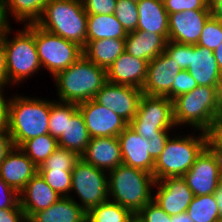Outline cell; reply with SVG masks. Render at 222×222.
<instances>
[{"label": "cell", "mask_w": 222, "mask_h": 222, "mask_svg": "<svg viewBox=\"0 0 222 222\" xmlns=\"http://www.w3.org/2000/svg\"><path fill=\"white\" fill-rule=\"evenodd\" d=\"M87 14H113L117 0H82Z\"/></svg>", "instance_id": "obj_42"}, {"label": "cell", "mask_w": 222, "mask_h": 222, "mask_svg": "<svg viewBox=\"0 0 222 222\" xmlns=\"http://www.w3.org/2000/svg\"><path fill=\"white\" fill-rule=\"evenodd\" d=\"M58 147L57 139L44 134L28 139L19 148L39 167Z\"/></svg>", "instance_id": "obj_30"}, {"label": "cell", "mask_w": 222, "mask_h": 222, "mask_svg": "<svg viewBox=\"0 0 222 222\" xmlns=\"http://www.w3.org/2000/svg\"><path fill=\"white\" fill-rule=\"evenodd\" d=\"M164 52L171 59H173V61H175L182 70L188 69L190 53H192L191 44H181L174 41H167Z\"/></svg>", "instance_id": "obj_38"}, {"label": "cell", "mask_w": 222, "mask_h": 222, "mask_svg": "<svg viewBox=\"0 0 222 222\" xmlns=\"http://www.w3.org/2000/svg\"><path fill=\"white\" fill-rule=\"evenodd\" d=\"M21 208L19 194L0 177V209Z\"/></svg>", "instance_id": "obj_43"}, {"label": "cell", "mask_w": 222, "mask_h": 222, "mask_svg": "<svg viewBox=\"0 0 222 222\" xmlns=\"http://www.w3.org/2000/svg\"><path fill=\"white\" fill-rule=\"evenodd\" d=\"M53 78L60 102L78 105L95 97L107 82V70L82 55Z\"/></svg>", "instance_id": "obj_2"}, {"label": "cell", "mask_w": 222, "mask_h": 222, "mask_svg": "<svg viewBox=\"0 0 222 222\" xmlns=\"http://www.w3.org/2000/svg\"><path fill=\"white\" fill-rule=\"evenodd\" d=\"M108 172L86 163L81 157L72 169L71 192L75 191L88 212L93 207L109 200ZM73 190V191H72Z\"/></svg>", "instance_id": "obj_10"}, {"label": "cell", "mask_w": 222, "mask_h": 222, "mask_svg": "<svg viewBox=\"0 0 222 222\" xmlns=\"http://www.w3.org/2000/svg\"><path fill=\"white\" fill-rule=\"evenodd\" d=\"M7 85V56L4 43V30L0 37V88ZM4 86V87H3Z\"/></svg>", "instance_id": "obj_45"}, {"label": "cell", "mask_w": 222, "mask_h": 222, "mask_svg": "<svg viewBox=\"0 0 222 222\" xmlns=\"http://www.w3.org/2000/svg\"><path fill=\"white\" fill-rule=\"evenodd\" d=\"M186 214L193 222H217L219 209L214 194L194 196Z\"/></svg>", "instance_id": "obj_31"}, {"label": "cell", "mask_w": 222, "mask_h": 222, "mask_svg": "<svg viewBox=\"0 0 222 222\" xmlns=\"http://www.w3.org/2000/svg\"><path fill=\"white\" fill-rule=\"evenodd\" d=\"M127 222H146L141 215L136 212V213H132L129 217Z\"/></svg>", "instance_id": "obj_55"}, {"label": "cell", "mask_w": 222, "mask_h": 222, "mask_svg": "<svg viewBox=\"0 0 222 222\" xmlns=\"http://www.w3.org/2000/svg\"><path fill=\"white\" fill-rule=\"evenodd\" d=\"M194 196L213 194L220 183V171L212 153L205 147L183 175Z\"/></svg>", "instance_id": "obj_14"}, {"label": "cell", "mask_w": 222, "mask_h": 222, "mask_svg": "<svg viewBox=\"0 0 222 222\" xmlns=\"http://www.w3.org/2000/svg\"><path fill=\"white\" fill-rule=\"evenodd\" d=\"M199 134L198 137H169L163 152L155 161L153 176L156 181L169 177H183L206 147L208 133L202 131Z\"/></svg>", "instance_id": "obj_6"}, {"label": "cell", "mask_w": 222, "mask_h": 222, "mask_svg": "<svg viewBox=\"0 0 222 222\" xmlns=\"http://www.w3.org/2000/svg\"><path fill=\"white\" fill-rule=\"evenodd\" d=\"M208 138L222 150V115L220 114L208 132Z\"/></svg>", "instance_id": "obj_46"}, {"label": "cell", "mask_w": 222, "mask_h": 222, "mask_svg": "<svg viewBox=\"0 0 222 222\" xmlns=\"http://www.w3.org/2000/svg\"><path fill=\"white\" fill-rule=\"evenodd\" d=\"M139 20L137 30L169 36V14L160 0H137Z\"/></svg>", "instance_id": "obj_23"}, {"label": "cell", "mask_w": 222, "mask_h": 222, "mask_svg": "<svg viewBox=\"0 0 222 222\" xmlns=\"http://www.w3.org/2000/svg\"><path fill=\"white\" fill-rule=\"evenodd\" d=\"M114 15L127 33L137 30L139 20L137 0H117Z\"/></svg>", "instance_id": "obj_36"}, {"label": "cell", "mask_w": 222, "mask_h": 222, "mask_svg": "<svg viewBox=\"0 0 222 222\" xmlns=\"http://www.w3.org/2000/svg\"><path fill=\"white\" fill-rule=\"evenodd\" d=\"M138 213L146 222H172V216L168 215L154 201L148 203Z\"/></svg>", "instance_id": "obj_41"}, {"label": "cell", "mask_w": 222, "mask_h": 222, "mask_svg": "<svg viewBox=\"0 0 222 222\" xmlns=\"http://www.w3.org/2000/svg\"><path fill=\"white\" fill-rule=\"evenodd\" d=\"M172 222H193L192 219L186 214H180L172 217Z\"/></svg>", "instance_id": "obj_54"}, {"label": "cell", "mask_w": 222, "mask_h": 222, "mask_svg": "<svg viewBox=\"0 0 222 222\" xmlns=\"http://www.w3.org/2000/svg\"><path fill=\"white\" fill-rule=\"evenodd\" d=\"M182 69L165 52L149 61L143 94L172 100V84Z\"/></svg>", "instance_id": "obj_15"}, {"label": "cell", "mask_w": 222, "mask_h": 222, "mask_svg": "<svg viewBox=\"0 0 222 222\" xmlns=\"http://www.w3.org/2000/svg\"><path fill=\"white\" fill-rule=\"evenodd\" d=\"M107 174L110 201L128 208L132 213L139 212L153 201L151 189L156 183L153 174L123 163Z\"/></svg>", "instance_id": "obj_4"}, {"label": "cell", "mask_w": 222, "mask_h": 222, "mask_svg": "<svg viewBox=\"0 0 222 222\" xmlns=\"http://www.w3.org/2000/svg\"><path fill=\"white\" fill-rule=\"evenodd\" d=\"M73 198L61 197L47 209L34 213L27 222H87V212Z\"/></svg>", "instance_id": "obj_24"}, {"label": "cell", "mask_w": 222, "mask_h": 222, "mask_svg": "<svg viewBox=\"0 0 222 222\" xmlns=\"http://www.w3.org/2000/svg\"><path fill=\"white\" fill-rule=\"evenodd\" d=\"M125 51V39H102L86 41L83 55L97 66L108 70L113 62Z\"/></svg>", "instance_id": "obj_27"}, {"label": "cell", "mask_w": 222, "mask_h": 222, "mask_svg": "<svg viewBox=\"0 0 222 222\" xmlns=\"http://www.w3.org/2000/svg\"><path fill=\"white\" fill-rule=\"evenodd\" d=\"M142 94L140 88L107 81L93 99L98 104L112 110L129 124L137 113Z\"/></svg>", "instance_id": "obj_11"}, {"label": "cell", "mask_w": 222, "mask_h": 222, "mask_svg": "<svg viewBox=\"0 0 222 222\" xmlns=\"http://www.w3.org/2000/svg\"><path fill=\"white\" fill-rule=\"evenodd\" d=\"M80 156L72 151L58 147L44 162L38 170H63L72 171Z\"/></svg>", "instance_id": "obj_34"}, {"label": "cell", "mask_w": 222, "mask_h": 222, "mask_svg": "<svg viewBox=\"0 0 222 222\" xmlns=\"http://www.w3.org/2000/svg\"><path fill=\"white\" fill-rule=\"evenodd\" d=\"M36 173L38 167L19 147L13 146L0 163L1 179L18 194Z\"/></svg>", "instance_id": "obj_18"}, {"label": "cell", "mask_w": 222, "mask_h": 222, "mask_svg": "<svg viewBox=\"0 0 222 222\" xmlns=\"http://www.w3.org/2000/svg\"><path fill=\"white\" fill-rule=\"evenodd\" d=\"M49 0H0V8L7 25L8 14L18 22L36 23L42 16Z\"/></svg>", "instance_id": "obj_29"}, {"label": "cell", "mask_w": 222, "mask_h": 222, "mask_svg": "<svg viewBox=\"0 0 222 222\" xmlns=\"http://www.w3.org/2000/svg\"><path fill=\"white\" fill-rule=\"evenodd\" d=\"M213 53L222 74V43L213 51Z\"/></svg>", "instance_id": "obj_53"}, {"label": "cell", "mask_w": 222, "mask_h": 222, "mask_svg": "<svg viewBox=\"0 0 222 222\" xmlns=\"http://www.w3.org/2000/svg\"><path fill=\"white\" fill-rule=\"evenodd\" d=\"M219 186L222 187V171L220 172V183Z\"/></svg>", "instance_id": "obj_57"}, {"label": "cell", "mask_w": 222, "mask_h": 222, "mask_svg": "<svg viewBox=\"0 0 222 222\" xmlns=\"http://www.w3.org/2000/svg\"><path fill=\"white\" fill-rule=\"evenodd\" d=\"M198 86L195 79L187 70H181L172 84V101L183 94H186Z\"/></svg>", "instance_id": "obj_40"}, {"label": "cell", "mask_w": 222, "mask_h": 222, "mask_svg": "<svg viewBox=\"0 0 222 222\" xmlns=\"http://www.w3.org/2000/svg\"><path fill=\"white\" fill-rule=\"evenodd\" d=\"M148 63L124 51L107 70V81L142 89L147 77Z\"/></svg>", "instance_id": "obj_19"}, {"label": "cell", "mask_w": 222, "mask_h": 222, "mask_svg": "<svg viewBox=\"0 0 222 222\" xmlns=\"http://www.w3.org/2000/svg\"><path fill=\"white\" fill-rule=\"evenodd\" d=\"M61 196L36 173L19 193V203L28 220L37 211L47 209Z\"/></svg>", "instance_id": "obj_22"}, {"label": "cell", "mask_w": 222, "mask_h": 222, "mask_svg": "<svg viewBox=\"0 0 222 222\" xmlns=\"http://www.w3.org/2000/svg\"><path fill=\"white\" fill-rule=\"evenodd\" d=\"M87 16L82 0H49L36 24L84 48L87 41Z\"/></svg>", "instance_id": "obj_5"}, {"label": "cell", "mask_w": 222, "mask_h": 222, "mask_svg": "<svg viewBox=\"0 0 222 222\" xmlns=\"http://www.w3.org/2000/svg\"><path fill=\"white\" fill-rule=\"evenodd\" d=\"M13 143L7 127H0V163L12 149Z\"/></svg>", "instance_id": "obj_47"}, {"label": "cell", "mask_w": 222, "mask_h": 222, "mask_svg": "<svg viewBox=\"0 0 222 222\" xmlns=\"http://www.w3.org/2000/svg\"><path fill=\"white\" fill-rule=\"evenodd\" d=\"M84 118L78 105L66 116L65 132L60 136L58 146L72 150L81 156L90 141Z\"/></svg>", "instance_id": "obj_26"}, {"label": "cell", "mask_w": 222, "mask_h": 222, "mask_svg": "<svg viewBox=\"0 0 222 222\" xmlns=\"http://www.w3.org/2000/svg\"><path fill=\"white\" fill-rule=\"evenodd\" d=\"M155 186L158 189L153 196V201L161 209L172 217L186 213L194 194L183 177L161 179L156 181Z\"/></svg>", "instance_id": "obj_13"}, {"label": "cell", "mask_w": 222, "mask_h": 222, "mask_svg": "<svg viewBox=\"0 0 222 222\" xmlns=\"http://www.w3.org/2000/svg\"><path fill=\"white\" fill-rule=\"evenodd\" d=\"M132 212L110 200L87 212V222H127Z\"/></svg>", "instance_id": "obj_32"}, {"label": "cell", "mask_w": 222, "mask_h": 222, "mask_svg": "<svg viewBox=\"0 0 222 222\" xmlns=\"http://www.w3.org/2000/svg\"><path fill=\"white\" fill-rule=\"evenodd\" d=\"M7 26L4 17H3V13L1 12V8H0V37L2 36L3 30L5 29V27Z\"/></svg>", "instance_id": "obj_56"}, {"label": "cell", "mask_w": 222, "mask_h": 222, "mask_svg": "<svg viewBox=\"0 0 222 222\" xmlns=\"http://www.w3.org/2000/svg\"><path fill=\"white\" fill-rule=\"evenodd\" d=\"M164 6L168 14L186 10H211L207 0H165Z\"/></svg>", "instance_id": "obj_39"}, {"label": "cell", "mask_w": 222, "mask_h": 222, "mask_svg": "<svg viewBox=\"0 0 222 222\" xmlns=\"http://www.w3.org/2000/svg\"><path fill=\"white\" fill-rule=\"evenodd\" d=\"M212 16L222 20V0H212L210 2Z\"/></svg>", "instance_id": "obj_51"}, {"label": "cell", "mask_w": 222, "mask_h": 222, "mask_svg": "<svg viewBox=\"0 0 222 222\" xmlns=\"http://www.w3.org/2000/svg\"><path fill=\"white\" fill-rule=\"evenodd\" d=\"M127 32L113 14H88L87 41L125 39Z\"/></svg>", "instance_id": "obj_28"}, {"label": "cell", "mask_w": 222, "mask_h": 222, "mask_svg": "<svg viewBox=\"0 0 222 222\" xmlns=\"http://www.w3.org/2000/svg\"><path fill=\"white\" fill-rule=\"evenodd\" d=\"M222 43V20L210 16L203 26L197 45L215 50Z\"/></svg>", "instance_id": "obj_37"}, {"label": "cell", "mask_w": 222, "mask_h": 222, "mask_svg": "<svg viewBox=\"0 0 222 222\" xmlns=\"http://www.w3.org/2000/svg\"><path fill=\"white\" fill-rule=\"evenodd\" d=\"M211 10H186L169 14L168 41L196 45Z\"/></svg>", "instance_id": "obj_16"}, {"label": "cell", "mask_w": 222, "mask_h": 222, "mask_svg": "<svg viewBox=\"0 0 222 222\" xmlns=\"http://www.w3.org/2000/svg\"><path fill=\"white\" fill-rule=\"evenodd\" d=\"M77 106V104L51 101V110L49 117V134L59 139L60 136L65 132L66 116Z\"/></svg>", "instance_id": "obj_33"}, {"label": "cell", "mask_w": 222, "mask_h": 222, "mask_svg": "<svg viewBox=\"0 0 222 222\" xmlns=\"http://www.w3.org/2000/svg\"><path fill=\"white\" fill-rule=\"evenodd\" d=\"M80 157L86 163L108 172L123 163L117 137L90 138L85 152Z\"/></svg>", "instance_id": "obj_20"}, {"label": "cell", "mask_w": 222, "mask_h": 222, "mask_svg": "<svg viewBox=\"0 0 222 222\" xmlns=\"http://www.w3.org/2000/svg\"><path fill=\"white\" fill-rule=\"evenodd\" d=\"M187 71L198 86H214L222 90V74L219 70L213 50L192 45Z\"/></svg>", "instance_id": "obj_21"}, {"label": "cell", "mask_w": 222, "mask_h": 222, "mask_svg": "<svg viewBox=\"0 0 222 222\" xmlns=\"http://www.w3.org/2000/svg\"><path fill=\"white\" fill-rule=\"evenodd\" d=\"M123 164L153 174L155 160L151 157L149 140L140 136L129 125L117 136Z\"/></svg>", "instance_id": "obj_17"}, {"label": "cell", "mask_w": 222, "mask_h": 222, "mask_svg": "<svg viewBox=\"0 0 222 222\" xmlns=\"http://www.w3.org/2000/svg\"><path fill=\"white\" fill-rule=\"evenodd\" d=\"M169 137H153L149 140L151 147V157L156 161L168 141Z\"/></svg>", "instance_id": "obj_48"}, {"label": "cell", "mask_w": 222, "mask_h": 222, "mask_svg": "<svg viewBox=\"0 0 222 222\" xmlns=\"http://www.w3.org/2000/svg\"><path fill=\"white\" fill-rule=\"evenodd\" d=\"M34 41L41 66L50 71L53 77L83 55L81 46L44 30L36 23H34Z\"/></svg>", "instance_id": "obj_9"}, {"label": "cell", "mask_w": 222, "mask_h": 222, "mask_svg": "<svg viewBox=\"0 0 222 222\" xmlns=\"http://www.w3.org/2000/svg\"><path fill=\"white\" fill-rule=\"evenodd\" d=\"M3 88H0V127H7V104L5 100Z\"/></svg>", "instance_id": "obj_50"}, {"label": "cell", "mask_w": 222, "mask_h": 222, "mask_svg": "<svg viewBox=\"0 0 222 222\" xmlns=\"http://www.w3.org/2000/svg\"><path fill=\"white\" fill-rule=\"evenodd\" d=\"M0 222H27L22 208L0 209Z\"/></svg>", "instance_id": "obj_44"}, {"label": "cell", "mask_w": 222, "mask_h": 222, "mask_svg": "<svg viewBox=\"0 0 222 222\" xmlns=\"http://www.w3.org/2000/svg\"><path fill=\"white\" fill-rule=\"evenodd\" d=\"M221 91L214 86H197L192 91L173 100V118L178 125L208 133L220 115Z\"/></svg>", "instance_id": "obj_3"}, {"label": "cell", "mask_w": 222, "mask_h": 222, "mask_svg": "<svg viewBox=\"0 0 222 222\" xmlns=\"http://www.w3.org/2000/svg\"><path fill=\"white\" fill-rule=\"evenodd\" d=\"M206 148L212 153L215 158L216 165L218 166L219 171H222V150L219 149L209 138L206 142Z\"/></svg>", "instance_id": "obj_49"}, {"label": "cell", "mask_w": 222, "mask_h": 222, "mask_svg": "<svg viewBox=\"0 0 222 222\" xmlns=\"http://www.w3.org/2000/svg\"><path fill=\"white\" fill-rule=\"evenodd\" d=\"M45 182L61 197H71L72 171L38 170Z\"/></svg>", "instance_id": "obj_35"}, {"label": "cell", "mask_w": 222, "mask_h": 222, "mask_svg": "<svg viewBox=\"0 0 222 222\" xmlns=\"http://www.w3.org/2000/svg\"><path fill=\"white\" fill-rule=\"evenodd\" d=\"M220 114L222 115V90H221V110H220Z\"/></svg>", "instance_id": "obj_58"}, {"label": "cell", "mask_w": 222, "mask_h": 222, "mask_svg": "<svg viewBox=\"0 0 222 222\" xmlns=\"http://www.w3.org/2000/svg\"><path fill=\"white\" fill-rule=\"evenodd\" d=\"M129 126L143 138L170 137L169 129L176 127L173 101L166 96L142 94L137 113Z\"/></svg>", "instance_id": "obj_8"}, {"label": "cell", "mask_w": 222, "mask_h": 222, "mask_svg": "<svg viewBox=\"0 0 222 222\" xmlns=\"http://www.w3.org/2000/svg\"><path fill=\"white\" fill-rule=\"evenodd\" d=\"M51 100L14 95L8 99L7 128L14 147L28 139L49 134Z\"/></svg>", "instance_id": "obj_1"}, {"label": "cell", "mask_w": 222, "mask_h": 222, "mask_svg": "<svg viewBox=\"0 0 222 222\" xmlns=\"http://www.w3.org/2000/svg\"><path fill=\"white\" fill-rule=\"evenodd\" d=\"M213 194L218 204L219 220H222V187L219 186Z\"/></svg>", "instance_id": "obj_52"}, {"label": "cell", "mask_w": 222, "mask_h": 222, "mask_svg": "<svg viewBox=\"0 0 222 222\" xmlns=\"http://www.w3.org/2000/svg\"><path fill=\"white\" fill-rule=\"evenodd\" d=\"M91 138L117 137L129 124L94 99L78 104Z\"/></svg>", "instance_id": "obj_12"}, {"label": "cell", "mask_w": 222, "mask_h": 222, "mask_svg": "<svg viewBox=\"0 0 222 222\" xmlns=\"http://www.w3.org/2000/svg\"><path fill=\"white\" fill-rule=\"evenodd\" d=\"M167 41L163 35L136 30L127 34L125 52L149 62L164 52Z\"/></svg>", "instance_id": "obj_25"}, {"label": "cell", "mask_w": 222, "mask_h": 222, "mask_svg": "<svg viewBox=\"0 0 222 222\" xmlns=\"http://www.w3.org/2000/svg\"><path fill=\"white\" fill-rule=\"evenodd\" d=\"M18 30L14 38H8L11 32L10 24L4 29V43L7 56V85L24 81L40 68L41 63L34 41V23L25 24ZM9 39V40H8Z\"/></svg>", "instance_id": "obj_7"}]
</instances>
